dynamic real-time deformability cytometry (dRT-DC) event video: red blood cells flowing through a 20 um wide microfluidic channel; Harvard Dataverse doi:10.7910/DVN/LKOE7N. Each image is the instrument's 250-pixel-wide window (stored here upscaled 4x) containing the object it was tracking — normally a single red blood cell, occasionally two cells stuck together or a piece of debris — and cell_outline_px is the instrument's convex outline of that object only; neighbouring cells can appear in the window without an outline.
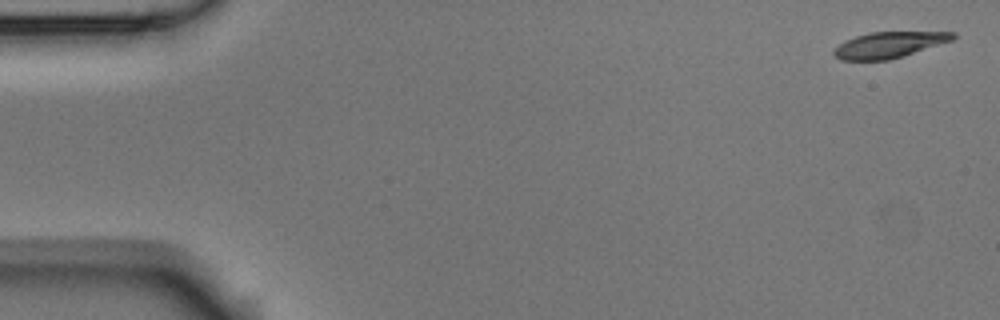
{"species": "Egyptian fruit bat (a non-hibernating species)", "species_latin": "Rousettus aegyptiacus", "temperature_condition": "room temperature", "stored_images_in_passage": 9, "camera_frame_rate_fps": 3000, "um_per_image_px": 0.085, "animal": {"sex": "male"}, "frame": {"image": 1, "passage_image": 1, "time_ms": 0.0, "image_size_px": [1000, 320], "cell_outline_px": [[956, 36], [952, 40], [888, 60], [840, 60], [832, 52], [844, 40], [856, 36], [872, 32], [956, 32]], "centroid_in_image_um": [75.54, 3.8], "position_along_channel_um": 9.5, "area_um2": 17.63}}
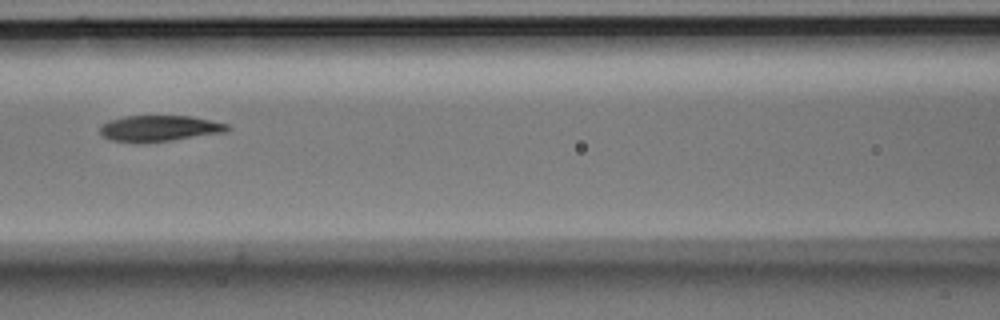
{"frame": {"image": 2, "passage_image": 7, "time_ms": 2.0, "image_size_px": [1000, 320], "cell_outline_px": [[232, 128], [224, 132], [172, 140], [112, 140], [104, 136], [100, 132], [100, 128], [104, 124], [112, 120], [124, 116], [188, 116], [228, 124]], "centroid_in_image_um": [13.61, 10.87], "position_along_channel_um": 153.0, "area_um2": 18.26}}
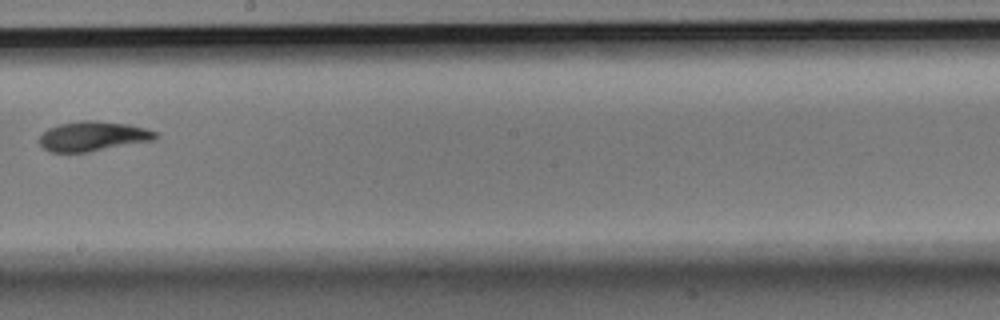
{"frame": {"image": 3, "passage_image": 9, "time_ms": 2.667, "image_size_px": [1000, 320], "cell_outline_px": [[160, 136], [156, 140], [88, 152], [52, 152], [44, 148], [40, 144], [40, 136], [48, 128], [60, 124], [80, 120], [96, 120], [128, 124], [160, 132]], "centroid_in_image_um": [7.97, 11.57], "position_along_channel_um": 240.2, "area_um2": 20.29}}